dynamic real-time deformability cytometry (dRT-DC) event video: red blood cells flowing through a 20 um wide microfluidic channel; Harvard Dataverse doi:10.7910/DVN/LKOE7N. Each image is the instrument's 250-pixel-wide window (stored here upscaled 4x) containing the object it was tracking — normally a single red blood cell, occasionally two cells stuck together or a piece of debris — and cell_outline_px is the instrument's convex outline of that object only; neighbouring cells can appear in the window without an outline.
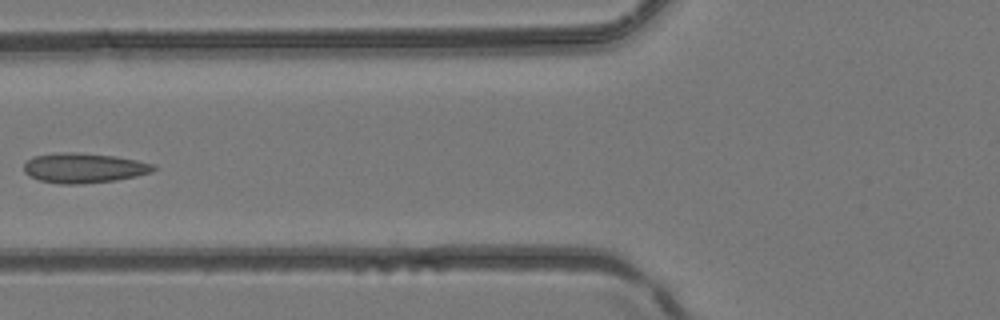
{"species": "common noctule bat (a hibernating species)", "species_latin": "Nyctalus noctula", "temperature_condition": "room temperature", "stored_images_in_passage": 4, "camera_frame_rate_fps": 3000, "um_per_image_px": 0.085, "animal": {"sex": "female", "body_mass_g": 24.6, "forearm_length_mm": 56.2}, "frame": {"image": 1, "passage_image": 4, "time_ms": 1.0, "image_size_px": [1000, 320], "cell_outline_px": [[156, 168], [152, 172], [136, 176], [116, 180], [80, 184], [60, 184], [40, 180], [28, 176], [24, 172], [24, 164], [32, 156], [60, 152], [76, 152], [116, 156], [156, 164]], "centroid_in_image_um": [7.12, 14.27], "position_along_channel_um": 118.7, "area_um2": 22.72}}